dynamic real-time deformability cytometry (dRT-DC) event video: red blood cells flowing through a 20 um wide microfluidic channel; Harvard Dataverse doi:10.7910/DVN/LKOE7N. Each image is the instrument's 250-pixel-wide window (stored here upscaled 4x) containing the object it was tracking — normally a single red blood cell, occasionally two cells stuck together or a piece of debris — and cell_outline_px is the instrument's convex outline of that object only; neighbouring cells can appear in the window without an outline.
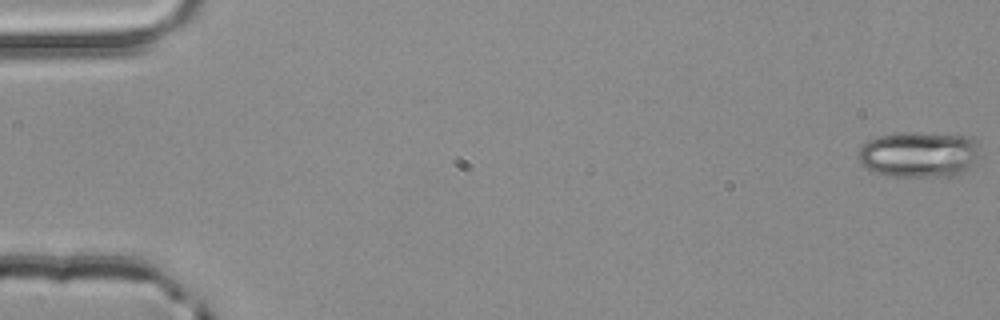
{"species": "common noctule bat (a hibernating species)", "species_latin": "Nyctalus noctula", "temperature_condition": "room temperature", "stored_images_in_passage": 4, "camera_frame_rate_fps": 3000, "um_per_image_px": 0.085, "animal": {"sex": "male", "body_mass_g": 20.4}, "frame": {"image": 1, "passage_image": 1, "time_ms": 0.0, "image_size_px": [1000, 320], "cell_outline_px": [[984, 152], [976, 164], [964, 172], [956, 176], [884, 176], [872, 172], [860, 164], [856, 156], [860, 148], [868, 140], [880, 136], [904, 132], [916, 132], [972, 136], [980, 144]], "centroid_in_image_um": [78.2, 13.13], "position_along_channel_um": 6.8, "area_um2": 33.64}}